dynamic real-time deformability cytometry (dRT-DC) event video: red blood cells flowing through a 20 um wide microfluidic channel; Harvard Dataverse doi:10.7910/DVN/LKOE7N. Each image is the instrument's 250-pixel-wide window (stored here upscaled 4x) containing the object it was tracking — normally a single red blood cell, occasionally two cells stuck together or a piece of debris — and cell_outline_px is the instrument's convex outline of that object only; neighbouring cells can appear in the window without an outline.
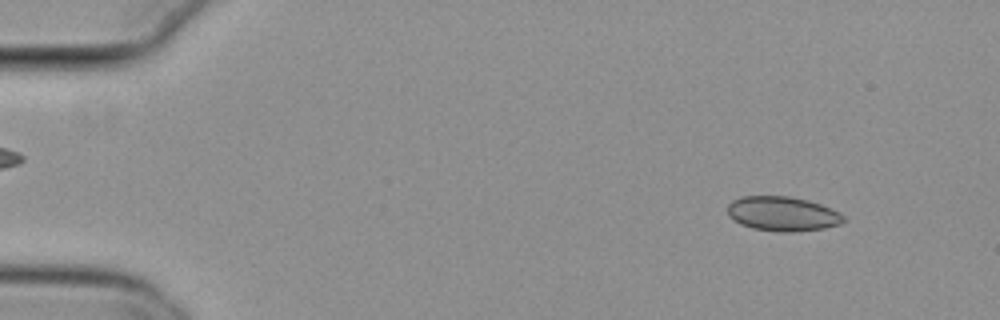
{"species": "common noctule bat (a hibernating species)", "species_latin": "Nyctalus noctula", "temperature_condition": "cold", "stored_images_in_passage": 50, "camera_frame_rate_fps": 3000, "um_per_image_px": 0.085, "animal": {"sex": "female", "body_mass_g": 29.2, "forearm_length_mm": 56.3}, "frame": {"image": 1, "passage_image": 1, "time_ms": 0.0, "image_size_px": [1000, 320], "cell_outline_px": [[844, 220], [840, 224], [824, 228], [792, 232], [776, 232], [752, 228], [740, 224], [732, 220], [728, 216], [728, 204], [732, 200], [740, 196], [788, 196], [808, 200], [820, 204], [844, 216]], "centroid_in_image_um": [66.45, 18.17], "position_along_channel_um": 18.6, "area_um2": 23.35}}